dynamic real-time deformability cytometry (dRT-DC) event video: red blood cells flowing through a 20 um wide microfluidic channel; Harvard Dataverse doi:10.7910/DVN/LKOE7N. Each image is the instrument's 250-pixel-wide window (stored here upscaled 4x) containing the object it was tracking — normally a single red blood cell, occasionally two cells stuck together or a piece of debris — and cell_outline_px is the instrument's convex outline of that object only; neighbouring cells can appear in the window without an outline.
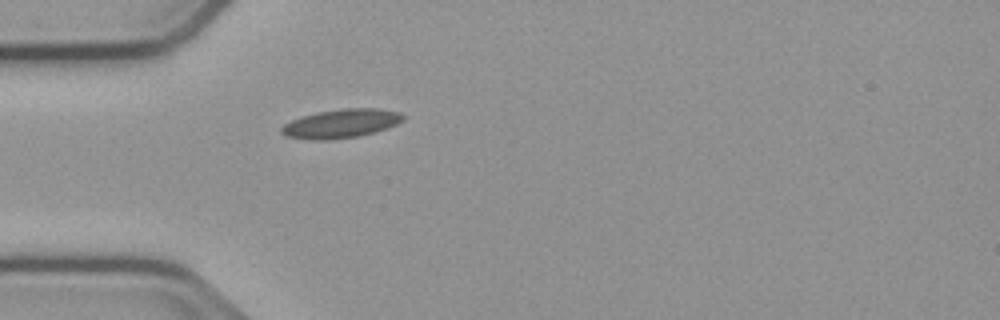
{"species": "common noctule bat (a hibernating species)", "species_latin": "Nyctalus noctula", "temperature_condition": "cold", "stored_images_in_passage": 40, "camera_frame_rate_fps": 3000, "um_per_image_px": 0.085, "animal": {"sex": "male", "body_mass_g": 23.1, "forearm_length_mm": 52.7}, "frame": {"image": 1, "passage_image": 1, "time_ms": 0.0, "image_size_px": [1000, 320], "cell_outline_px": [[404, 120], [388, 128], [360, 136], [332, 140], [308, 140], [284, 136], [280, 132], [280, 128], [284, 124], [300, 116], [316, 112], [340, 108], [380, 108], [400, 112], [404, 116]], "centroid_in_image_um": [28.97, 10.5], "position_along_channel_um": 56.0, "area_um2": 20.87}}
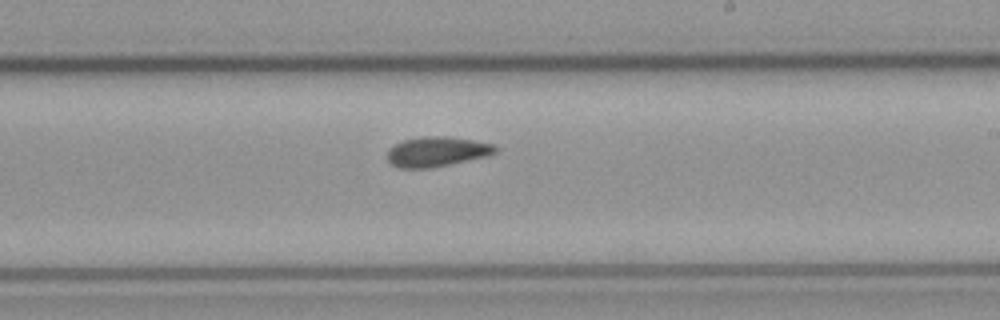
{"frame": {"image": 2, "passage_image": 17, "time_ms": 5.333, "image_size_px": [1000, 320], "cell_outline_px": [[500, 148], [496, 152], [488, 156], [432, 168], [396, 168], [388, 160], [388, 148], [404, 140], [420, 136], [448, 136], [472, 140], [492, 144]], "centroid_in_image_um": [37.14, 12.89], "position_along_channel_um": 251.9, "area_um2": 18.96}}
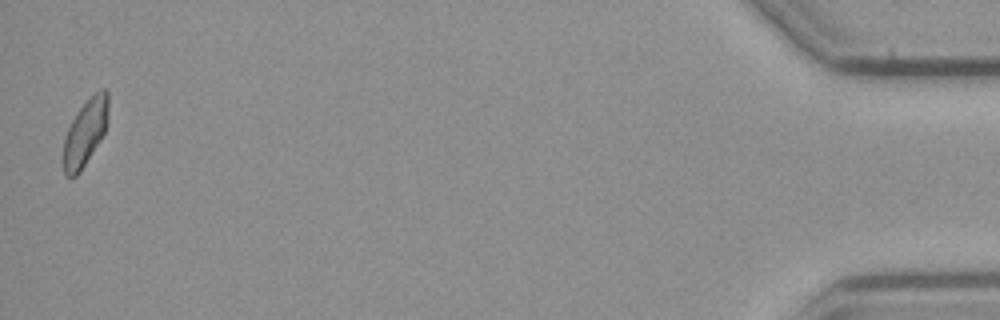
{"frame": {"image": 3, "passage_image": 39, "time_ms": 12.667, "image_size_px": [1000, 320], "cell_outline_px": [[108, 120], [104, 132], [100, 140], [80, 172], [76, 176], [64, 176], [64, 140], [68, 128], [76, 112], [100, 88], [104, 88], [108, 92]], "centroid_in_image_um": [7.26, 11.25], "position_along_channel_um": 427.9, "area_um2": 17.11}, "authors_computed_cell_mechanics": {"area_um2": 18.3226, "velocity_mm_per_s": 3.7529, "shape_relaxation_time_tau1_ms": null, "shape_relaxation_time_tau2_ms": 7.8745, "deformation_change_tau1": null, "deformation_change_tau2": 0.1136}}